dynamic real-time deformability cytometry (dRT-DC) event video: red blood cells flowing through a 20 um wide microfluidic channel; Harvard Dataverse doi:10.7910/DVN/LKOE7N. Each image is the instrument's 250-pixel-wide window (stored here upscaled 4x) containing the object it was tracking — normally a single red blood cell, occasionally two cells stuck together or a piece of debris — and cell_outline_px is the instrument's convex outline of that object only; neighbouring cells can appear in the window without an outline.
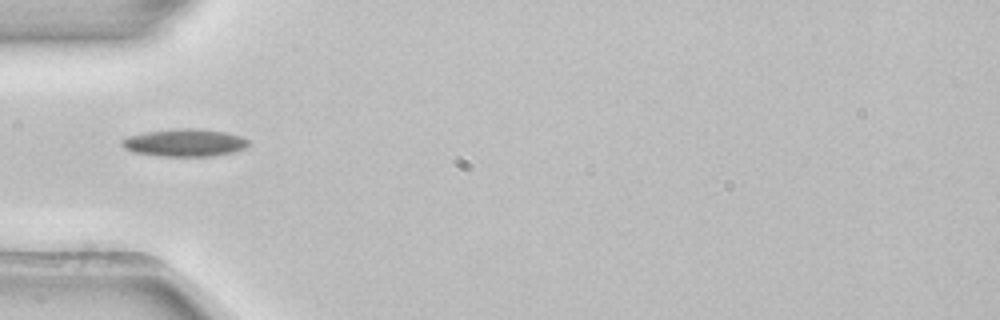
{"species": "common noctule bat (a hibernating species)", "species_latin": "Nyctalus noctula", "temperature_condition": "room temperature", "stored_images_in_passage": 1, "camera_frame_rate_fps": 3000, "um_per_image_px": 0.085, "animal": {"sex": "female", "body_mass_g": 22.7, "forearm_length_mm": 54.2}, "frame": {"image": 1, "passage_image": 1, "time_ms": 0.0, "image_size_px": [1000, 320], "cell_outline_px": [[252, 144], [248, 148], [236, 152], [212, 156], [160, 156], [136, 152], [124, 148], [120, 144], [120, 140], [128, 136], [144, 132], [176, 128], [196, 128], [224, 132], [240, 136], [248, 140]], "centroid_in_image_um": [15.74, 12.13], "position_along_channel_um": 69.3, "area_um2": 20.58}}